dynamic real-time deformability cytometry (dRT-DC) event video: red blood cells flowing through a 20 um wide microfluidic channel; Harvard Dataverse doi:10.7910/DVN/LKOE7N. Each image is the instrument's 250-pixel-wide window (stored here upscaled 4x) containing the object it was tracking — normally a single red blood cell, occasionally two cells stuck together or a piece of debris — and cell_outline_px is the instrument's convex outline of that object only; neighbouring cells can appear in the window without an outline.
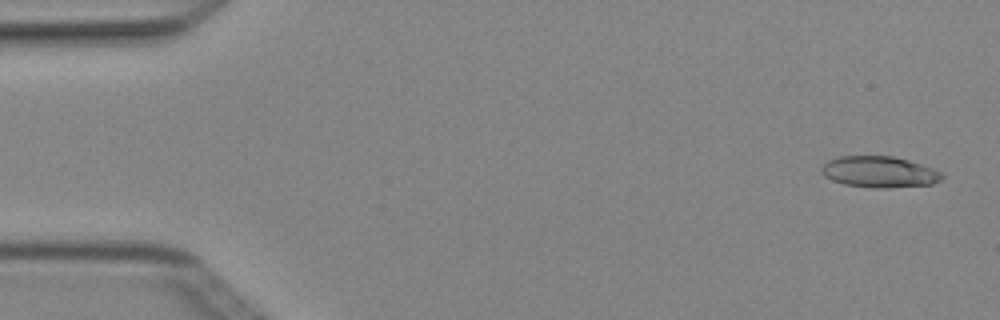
{"species": "Egyptian fruit bat (a non-hibernating species)", "species_latin": "Rousettus aegyptiacus", "temperature_condition": "cold", "stored_images_in_passage": 6, "camera_frame_rate_fps": 3000, "um_per_image_px": 0.085, "animal": {"sex": "female"}, "frame": {"image": 1, "passage_image": 1, "time_ms": 0.0, "image_size_px": [1000, 320], "cell_outline_px": [[944, 176], [940, 180], [932, 184], [888, 188], [872, 188], [844, 184], [832, 180], [824, 176], [820, 172], [820, 168], [828, 160], [840, 156], [892, 156], [908, 160], [932, 168], [940, 172]], "centroid_in_image_um": [74.71, 14.62], "position_along_channel_um": 10.3, "area_um2": 21.91}}
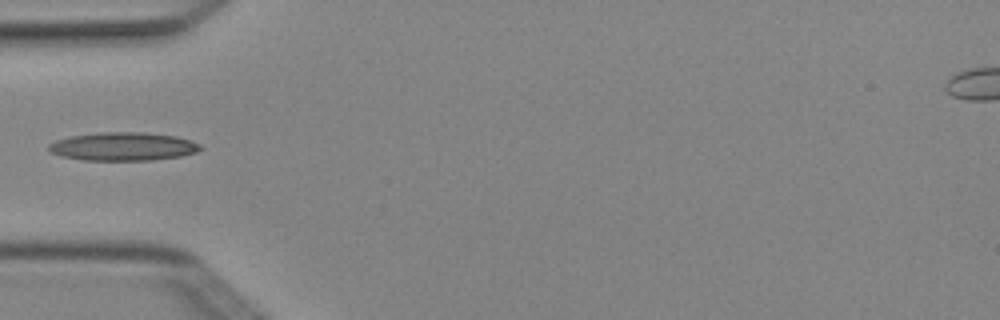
{"frame": {"image": 2, "passage_image": 5, "time_ms": 1.333, "image_size_px": [1000, 320], "cell_outline_px": [[204, 148], [196, 152], [180, 156], [152, 160], [84, 160], [60, 156], [48, 152], [48, 144], [56, 140], [72, 136], [100, 132], [144, 132], [176, 136], [192, 140], [200, 144]], "centroid_in_image_um": [10.47, 12.45], "position_along_channel_um": 74.5, "area_um2": 25.2}}
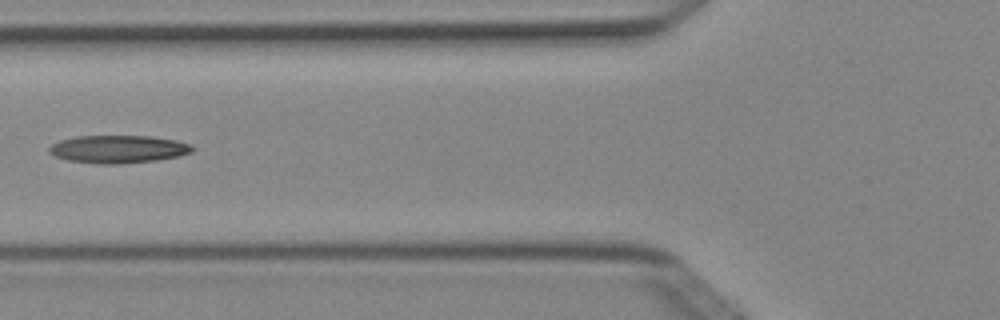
{"frame": {"image": 3, "passage_image": 6, "time_ms": 1.667, "image_size_px": [1000, 320], "cell_outline_px": [[196, 148], [192, 152], [180, 156], [156, 160], [116, 164], [100, 164], [68, 160], [56, 156], [48, 152], [48, 148], [52, 144], [60, 140], [76, 136], [152, 136], [176, 140], [192, 144]], "centroid_in_image_um": [10.09, 12.67], "position_along_channel_um": 115.7, "area_um2": 23.29}}